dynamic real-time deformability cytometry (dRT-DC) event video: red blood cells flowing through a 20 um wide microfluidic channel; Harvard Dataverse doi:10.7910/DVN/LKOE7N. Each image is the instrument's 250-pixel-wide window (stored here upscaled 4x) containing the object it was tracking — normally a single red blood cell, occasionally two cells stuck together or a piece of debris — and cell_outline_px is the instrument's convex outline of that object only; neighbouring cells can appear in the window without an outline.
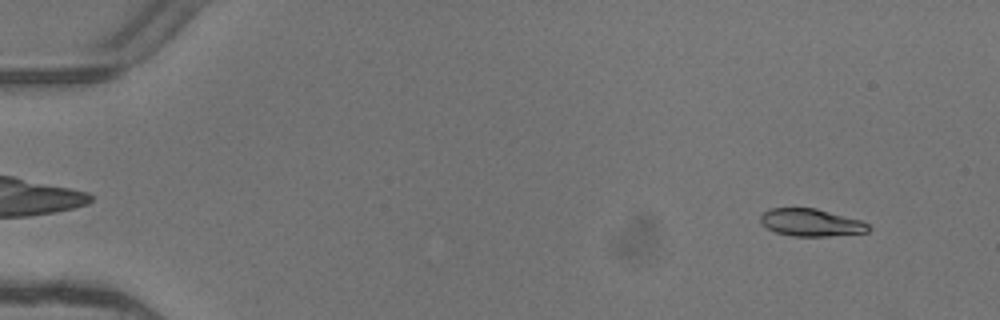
{"species": "common noctule bat (a hibernating species)", "species_latin": "Nyctalus noctula", "temperature_condition": "warm", "stored_images_in_passage": 4, "camera_frame_rate_fps": 3000, "um_per_image_px": 0.085, "animal": {"sex": "female"}, "frame": {"image": 1, "passage_image": 1, "time_ms": 0.0, "image_size_px": [1000, 320], "cell_outline_px": [[872, 228], [868, 232], [828, 236], [792, 236], [776, 232], [768, 228], [760, 220], [760, 216], [768, 208], [816, 208], [860, 220], [868, 224]], "centroid_in_image_um": [68.95, 18.91], "position_along_channel_um": 16.0, "area_um2": 17.17}}
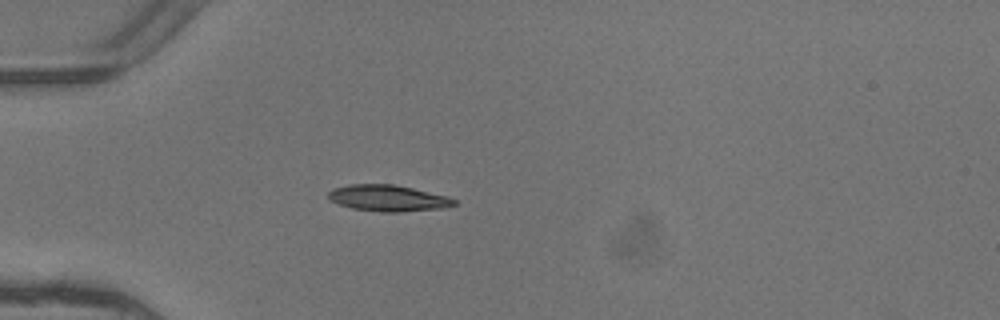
{"frame": {"image": 2, "passage_image": 4, "time_ms": 1.0, "image_size_px": [1000, 320], "cell_outline_px": [[456, 204], [444, 208], [396, 212], [380, 212], [352, 208], [340, 204], [332, 200], [328, 196], [328, 192], [332, 188], [348, 184], [396, 184], [448, 196], [456, 200]], "centroid_in_image_um": [33.0, 16.83], "position_along_channel_um": 52.0, "area_um2": 19.31}}